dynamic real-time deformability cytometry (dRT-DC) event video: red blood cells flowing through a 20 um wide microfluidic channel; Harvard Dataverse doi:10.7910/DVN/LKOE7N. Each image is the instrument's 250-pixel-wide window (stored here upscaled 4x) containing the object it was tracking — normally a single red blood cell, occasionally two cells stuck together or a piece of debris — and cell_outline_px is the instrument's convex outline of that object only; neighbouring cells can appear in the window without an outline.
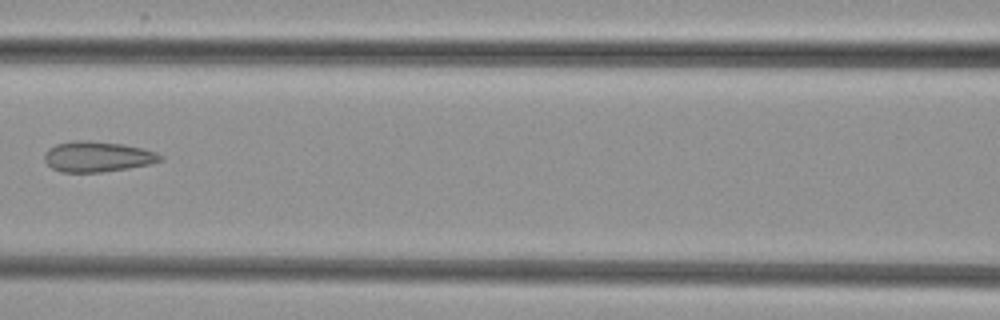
{"species": "common noctule bat (a hibernating species)", "species_latin": "Nyctalus noctula", "temperature_condition": "cold", "stored_images_in_passage": 7, "camera_frame_rate_fps": 3000, "um_per_image_px": 0.085, "animal": {"sex": "female", "body_mass_g": 29.2, "forearm_length_mm": 56.3}, "frame": {"image": 1, "passage_image": 7, "time_ms": 8.0, "image_size_px": [1000, 320], "cell_outline_px": [[164, 160], [152, 164], [128, 168], [100, 172], [60, 172], [52, 168], [44, 160], [44, 152], [48, 148], [56, 144], [72, 140], [88, 140], [124, 144], [144, 148], [156, 152], [164, 156]], "centroid_in_image_um": [8.3, 13.3], "position_along_channel_um": 158.3, "area_um2": 20.92}}